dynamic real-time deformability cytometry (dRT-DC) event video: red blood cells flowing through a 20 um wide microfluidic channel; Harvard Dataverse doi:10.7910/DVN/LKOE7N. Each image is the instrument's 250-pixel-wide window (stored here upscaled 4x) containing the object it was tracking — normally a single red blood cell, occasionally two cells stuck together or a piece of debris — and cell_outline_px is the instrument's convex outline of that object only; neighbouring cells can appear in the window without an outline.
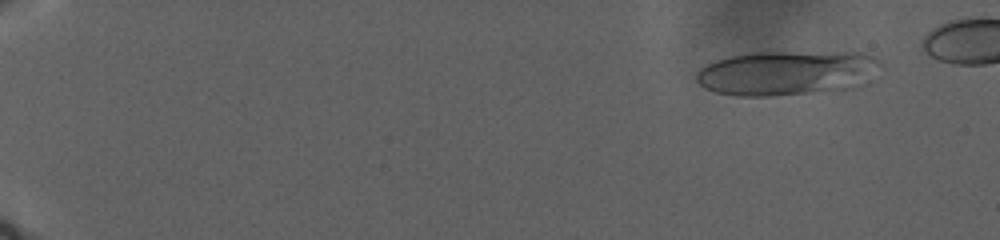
{"species": "human", "species_latin": "Homo sapiens", "temperature_condition": "warm", "stored_images_in_passage": 25, "camera_frame_rate_fps": 3000, "um_per_image_px": 0.085, "donor": {"sex": "male"}, "frame": {"image": 1, "passage_image": 16, "time_ms": 3.667, "image_size_px": [1000, 240], "cell_outline_px": [[884, 68], [864, 84], [856, 88], [772, 96], [736, 96], [716, 92], [704, 88], [696, 80], [696, 72], [700, 68], [716, 60], [728, 56], [752, 52], [864, 52], [880, 60], [884, 64]], "centroid_in_image_um": [66.97, 6.19], "position_along_channel_um": 18.0, "area_um2": 48.84}}